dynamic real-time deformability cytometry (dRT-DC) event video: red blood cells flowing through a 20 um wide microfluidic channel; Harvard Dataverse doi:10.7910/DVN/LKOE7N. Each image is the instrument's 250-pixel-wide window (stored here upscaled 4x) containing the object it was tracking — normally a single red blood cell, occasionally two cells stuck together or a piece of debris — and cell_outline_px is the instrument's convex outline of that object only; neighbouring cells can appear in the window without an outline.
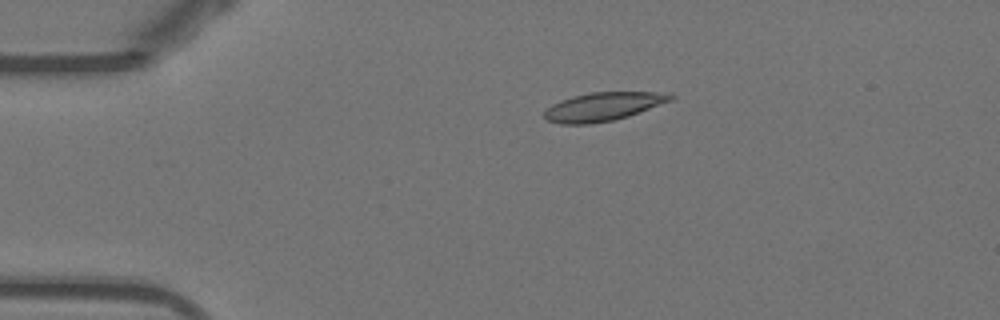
{"species": "Egyptian fruit bat (a non-hibernating species)", "species_latin": "Rousettus aegyptiacus", "temperature_condition": "warm", "stored_images_in_passage": 43, "camera_frame_rate_fps": 3000, "um_per_image_px": 0.085, "animal": {"sex": "female"}, "frame": {"image": 1, "passage_image": 1, "time_ms": 0.0, "image_size_px": [1000, 320], "cell_outline_px": [[676, 96], [672, 100], [628, 116], [612, 120], [588, 124], [560, 124], [548, 120], [544, 116], [544, 112], [552, 104], [560, 100], [572, 96], [588, 92], [668, 92]], "centroid_in_image_um": [51.27, 9.05], "position_along_channel_um": 33.7, "area_um2": 20.92}}
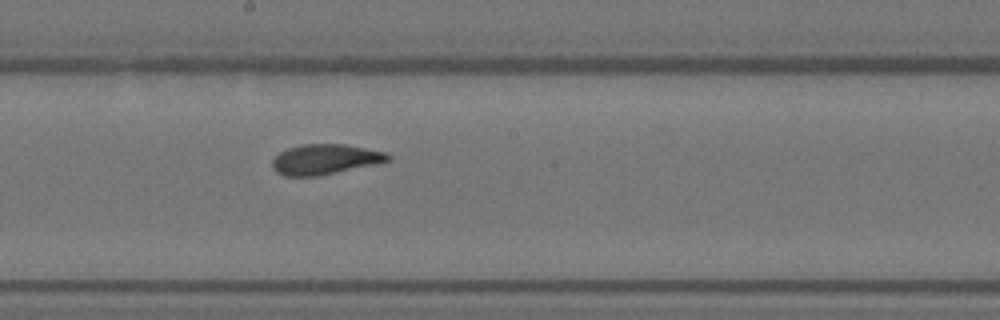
{"frame": {"image": 2, "passage_image": 19, "time_ms": 6.0, "image_size_px": [1000, 320], "cell_outline_px": [[392, 160], [376, 164], [320, 176], [284, 176], [276, 172], [272, 168], [272, 160], [280, 152], [288, 148], [300, 144], [344, 144], [388, 152], [392, 156]], "centroid_in_image_um": [27.66, 13.54], "position_along_channel_um": 220.5, "area_um2": 20.63}}
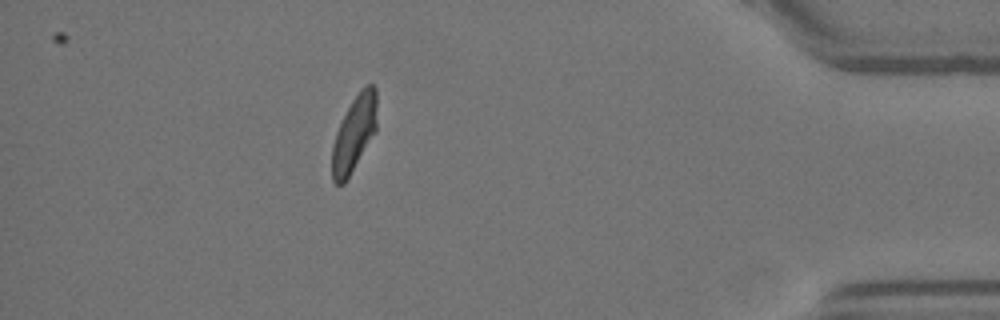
{"frame": {"image": 3, "passage_image": 37, "time_ms": 12.0, "image_size_px": [1000, 320], "cell_outline_px": [[376, 132], [344, 184], [336, 184], [332, 180], [332, 144], [336, 132], [352, 100], [360, 88], [364, 84], [372, 84], [376, 88]], "centroid_in_image_um": [30.11, 11.34], "position_along_channel_um": 405.1, "area_um2": 19.77}, "authors_computed_cell_mechanics": {"area_um2": 20.519, "velocity_mm_per_s": 3.8679, "shape_relaxation_time_tau1_ms": 3.5251, "shape_relaxation_time_tau2_ms": 1.8232, "deformation_change_tau1": 0.1641, "deformation_change_tau2": 0.086}}